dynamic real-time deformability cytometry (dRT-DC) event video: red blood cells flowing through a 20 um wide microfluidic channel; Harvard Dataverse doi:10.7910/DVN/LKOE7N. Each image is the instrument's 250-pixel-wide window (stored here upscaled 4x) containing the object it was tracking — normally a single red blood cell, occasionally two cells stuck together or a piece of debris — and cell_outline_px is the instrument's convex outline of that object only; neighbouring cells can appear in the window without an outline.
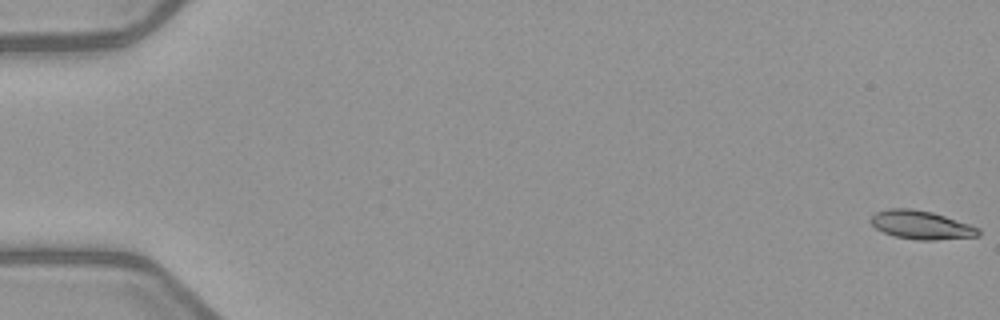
{"species": "common noctule bat (a hibernating species)", "species_latin": "Nyctalus noctula", "temperature_condition": "warm", "stored_images_in_passage": 7, "camera_frame_rate_fps": 3000, "um_per_image_px": 0.085, "animal": {"sex": "female", "body_mass_g": 21.9}, "frame": {"image": 1, "passage_image": 1, "time_ms": 0.0, "image_size_px": [1000, 320], "cell_outline_px": [[980, 236], [936, 240], [920, 240], [896, 236], [884, 232], [876, 228], [868, 220], [876, 212], [888, 208], [912, 208], [932, 212], [980, 228]], "centroid_in_image_um": [78.3, 19.11], "position_along_channel_um": 6.7, "area_um2": 17.8}}
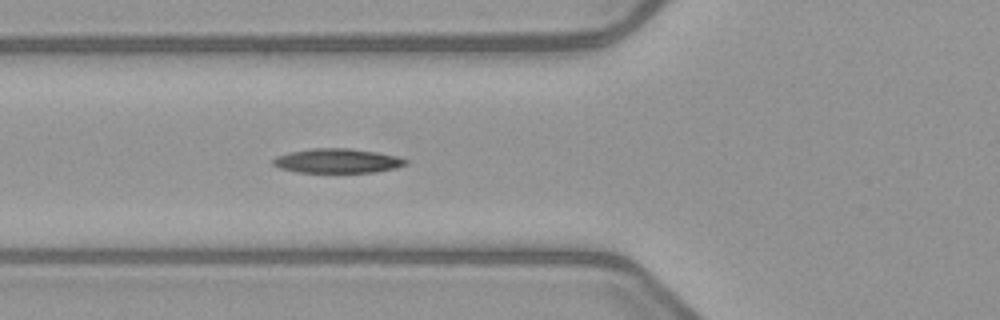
{"frame": {"image": 2, "passage_image": 7, "time_ms": 6.667, "image_size_px": [1000, 320], "cell_outline_px": [[408, 164], [396, 168], [376, 172], [296, 172], [280, 168], [272, 164], [272, 160], [276, 156], [288, 152], [312, 148], [352, 148], [376, 152], [396, 156], [408, 160]], "centroid_in_image_um": [28.67, 13.66], "position_along_channel_um": 97.1, "area_um2": 18.96}}